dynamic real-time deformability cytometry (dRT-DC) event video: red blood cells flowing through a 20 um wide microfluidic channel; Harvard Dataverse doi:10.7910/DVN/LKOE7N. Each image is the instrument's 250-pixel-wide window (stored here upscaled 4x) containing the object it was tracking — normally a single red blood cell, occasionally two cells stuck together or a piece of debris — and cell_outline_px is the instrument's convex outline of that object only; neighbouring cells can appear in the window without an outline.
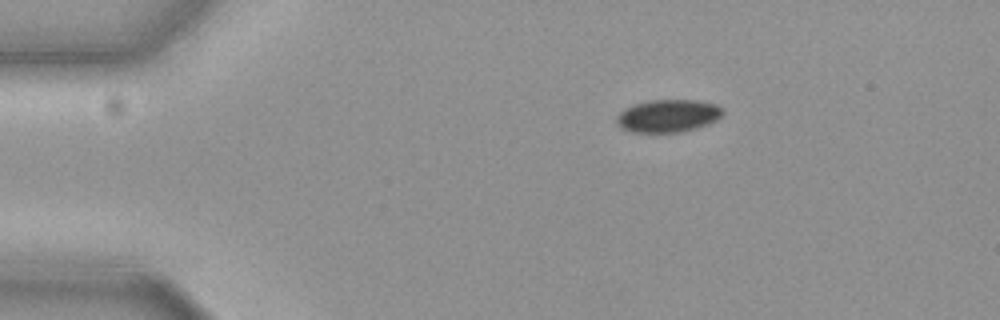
{"species": "common noctule bat (a hibernating species)", "species_latin": "Nyctalus noctula", "temperature_condition": "cold", "stored_images_in_passage": 6, "camera_frame_rate_fps": 3000, "um_per_image_px": 0.085, "animal": {"sex": "female", "body_mass_g": 19.3, "forearm_length_mm": 54.1}, "frame": {"image": 1, "passage_image": 1, "time_ms": 0.0, "image_size_px": [1000, 320], "cell_outline_px": [[724, 112], [716, 120], [708, 124], [696, 128], [676, 132], [632, 132], [620, 128], [616, 124], [616, 116], [620, 112], [636, 104], [652, 100], [696, 100], [716, 104], [724, 108]], "centroid_in_image_um": [56.79, 9.85], "position_along_channel_um": 28.2, "area_um2": 20.11}}